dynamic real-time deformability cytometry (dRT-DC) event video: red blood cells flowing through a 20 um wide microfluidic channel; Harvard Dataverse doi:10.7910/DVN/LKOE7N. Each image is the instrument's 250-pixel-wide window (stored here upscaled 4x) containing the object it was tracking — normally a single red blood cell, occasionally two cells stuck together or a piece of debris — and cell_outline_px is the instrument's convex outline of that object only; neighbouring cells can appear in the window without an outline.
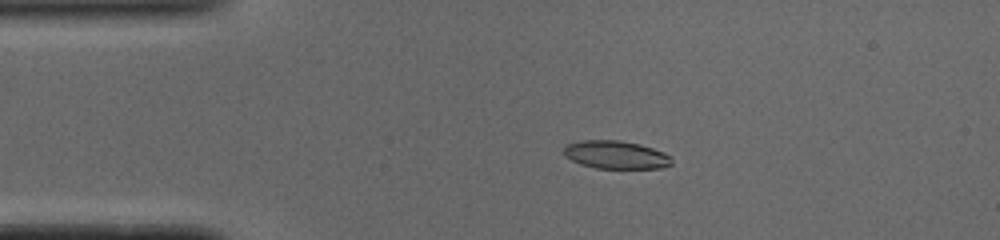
{"species": "common noctule bat (a hibernating species)", "species_latin": "Nyctalus noctula", "temperature_condition": "cold", "stored_images_in_passage": 42, "camera_frame_rate_fps": 3000, "um_per_image_px": 0.085, "animal": {"sex": "male", "body_mass_g": 19.0, "forearm_length_mm": 50.8}, "frame": {"image": 1, "passage_image": 1, "time_ms": 0.0, "image_size_px": [1000, 240], "cell_outline_px": [[672, 164], [660, 168], [596, 168], [580, 164], [564, 156], [564, 148], [568, 144], [580, 140], [620, 140], [640, 144], [664, 152], [672, 160]], "centroid_in_image_um": [52.33, 13.15], "position_along_channel_um": 32.7, "area_um2": 17.57}}
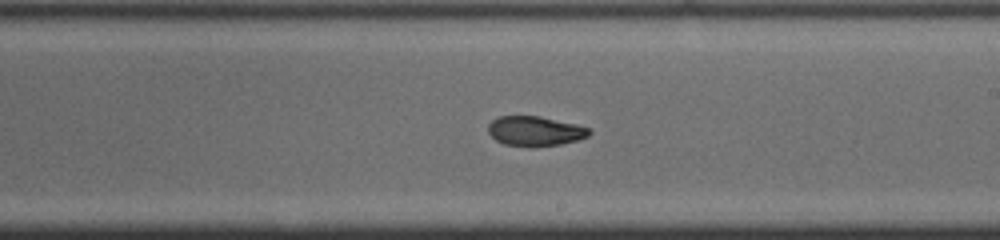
{"frame": {"image": 2, "passage_image": 20, "time_ms": 6.333, "image_size_px": [1000, 240], "cell_outline_px": [[592, 132], [588, 136], [576, 140], [560, 144], [532, 148], [504, 144], [496, 140], [488, 132], [488, 124], [492, 120], [500, 116], [540, 116], [576, 124], [588, 128]], "centroid_in_image_um": [45.46, 11.15], "position_along_channel_um": 243.5, "area_um2": 17.63}}
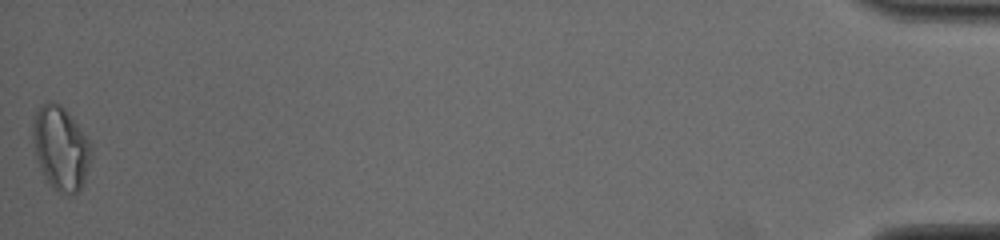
{"frame": {"image": 3, "passage_image": 42, "time_ms": 13.667, "image_size_px": [1000, 240], "cell_outline_px": [[92, 156], [84, 180], [80, 188], [72, 196], [68, 196], [56, 192], [52, 188], [44, 176], [36, 156], [32, 136], [32, 132], [36, 112], [40, 104], [48, 100], [52, 100], [60, 104], [68, 112], [80, 128], [88, 140], [92, 148]], "centroid_in_image_um": [5.16, 12.6], "position_along_channel_um": 430.0, "area_um2": 28.55}, "authors_computed_cell_mechanics": {"area_um2": 18.5538, "velocity_mm_per_s": 3.9144, "shape_relaxation_time_tau1_ms": null, "shape_relaxation_time_tau2_ms": 2.0829, "deformation_change_tau1": null, "deformation_change_tau2": 0.0697}}